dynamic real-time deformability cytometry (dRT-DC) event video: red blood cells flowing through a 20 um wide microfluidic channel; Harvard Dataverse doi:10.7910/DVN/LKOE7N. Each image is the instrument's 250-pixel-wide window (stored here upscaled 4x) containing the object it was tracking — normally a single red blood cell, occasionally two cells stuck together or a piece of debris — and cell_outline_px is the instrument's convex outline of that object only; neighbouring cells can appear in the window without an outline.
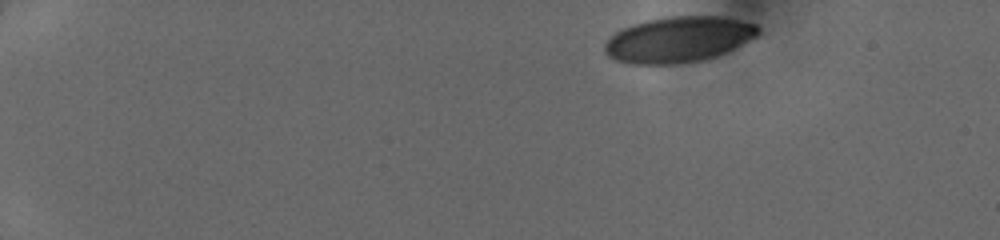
{"species": "human", "species_latin": "Homo sapiens", "temperature_condition": "cold", "stored_images_in_passage": 43, "camera_frame_rate_fps": 3000, "um_per_image_px": 0.085, "donor": {"sex": "female"}, "frame": {"image": 1, "passage_image": 1, "time_ms": 0.0, "image_size_px": [1000, 240], "cell_outline_px": [[760, 32], [756, 36], [716, 56], [704, 60], [676, 64], [628, 64], [616, 60], [608, 56], [604, 52], [604, 44], [616, 32], [632, 24], [648, 20], [668, 16], [720, 16], [756, 24], [760, 28]], "centroid_in_image_um": [57.64, 3.36], "position_along_channel_um": 27.4, "area_um2": 40.69}}
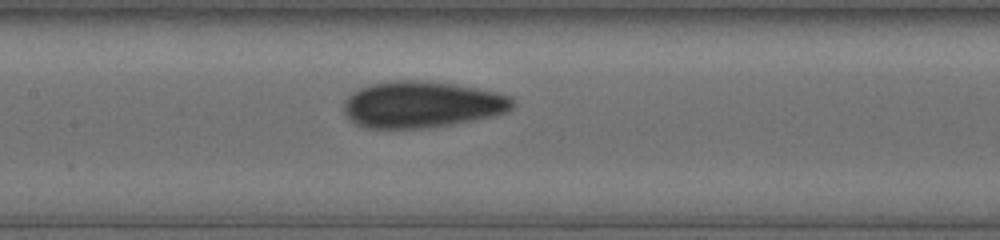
{"frame": {"image": 2, "passage_image": 20, "time_ms": 6.333, "image_size_px": [1000, 240], "cell_outline_px": [[516, 104], [508, 112], [496, 116], [452, 124], [428, 128], [364, 128], [356, 124], [344, 112], [344, 100], [352, 92], [360, 88], [372, 84], [396, 80], [420, 80], [456, 84], [496, 92], [512, 96]], "centroid_in_image_um": [35.9, 8.88], "position_along_channel_um": 171.5, "area_um2": 46.01}}
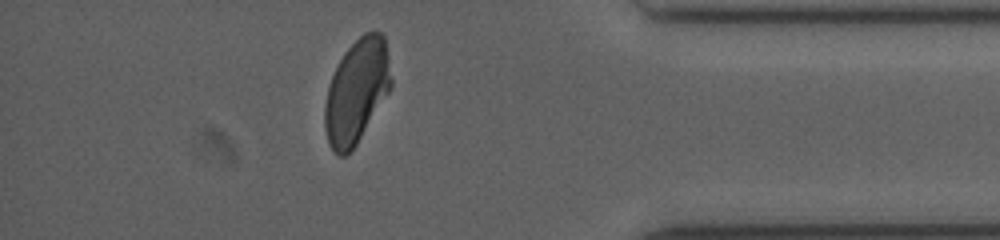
{"frame": {"image": 3, "passage_image": 38, "time_ms": 12.333, "image_size_px": [1000, 240], "cell_outline_px": [[392, 88], [356, 144], [344, 156], [340, 156], [328, 144], [324, 128], [324, 108], [328, 88], [332, 76], [344, 52], [364, 32], [380, 32], [384, 36], [392, 80]], "centroid_in_image_um": [30.32, 7.76], "position_along_channel_um": 404.9, "area_um2": 39.77}}